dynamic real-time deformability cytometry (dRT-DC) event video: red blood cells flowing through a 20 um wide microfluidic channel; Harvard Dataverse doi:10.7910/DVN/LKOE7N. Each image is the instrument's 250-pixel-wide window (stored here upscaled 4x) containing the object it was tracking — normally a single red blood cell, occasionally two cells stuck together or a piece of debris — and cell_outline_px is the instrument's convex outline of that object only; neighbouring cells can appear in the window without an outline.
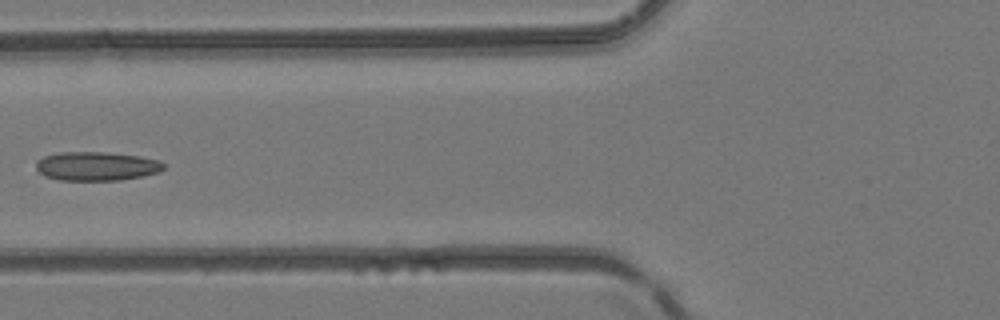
{"species": "common noctule bat (a hibernating species)", "species_latin": "Nyctalus noctula", "temperature_condition": "room temperature", "stored_images_in_passage": 5, "camera_frame_rate_fps": 3000, "um_per_image_px": 0.085, "animal": {"sex": "female", "body_mass_g": 24.6, "forearm_length_mm": 56.2}, "frame": {"image": 1, "passage_image": 5, "time_ms": 1.333, "image_size_px": [1000, 320], "cell_outline_px": [[164, 168], [160, 172], [120, 180], [60, 180], [44, 176], [36, 168], [36, 160], [44, 156], [60, 152], [104, 152], [140, 156], [160, 160], [164, 164]], "centroid_in_image_um": [8.2, 14.12], "position_along_channel_um": 117.6, "area_um2": 21.5}}